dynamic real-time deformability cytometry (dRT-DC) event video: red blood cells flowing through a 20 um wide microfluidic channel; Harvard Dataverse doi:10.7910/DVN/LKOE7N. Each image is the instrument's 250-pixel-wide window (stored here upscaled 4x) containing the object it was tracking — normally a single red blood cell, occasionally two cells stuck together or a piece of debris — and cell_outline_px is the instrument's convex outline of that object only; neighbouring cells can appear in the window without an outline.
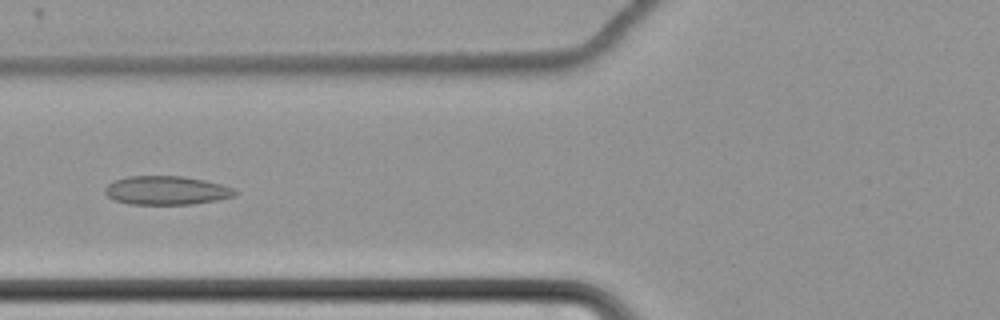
{"species": "common noctule bat (a hibernating species)", "species_latin": "Nyctalus noctula", "temperature_condition": "cold", "stored_images_in_passage": 65, "camera_frame_rate_fps": 3000, "um_per_image_px": 0.085, "animal": {"sex": "female", "body_mass_g": 22.7, "forearm_length_mm": 54.2}, "frame": {"image": 1, "passage_image": 29, "time_ms": 9.333, "image_size_px": [1000, 320], "cell_outline_px": [[236, 196], [216, 200], [192, 204], [128, 204], [116, 200], [108, 196], [104, 192], [104, 188], [108, 184], [116, 180], [128, 176], [184, 176], [204, 180], [220, 184], [232, 188], [236, 192]], "centroid_in_image_um": [14.13, 16.18], "position_along_channel_um": 111.7, "area_um2": 21.62}}
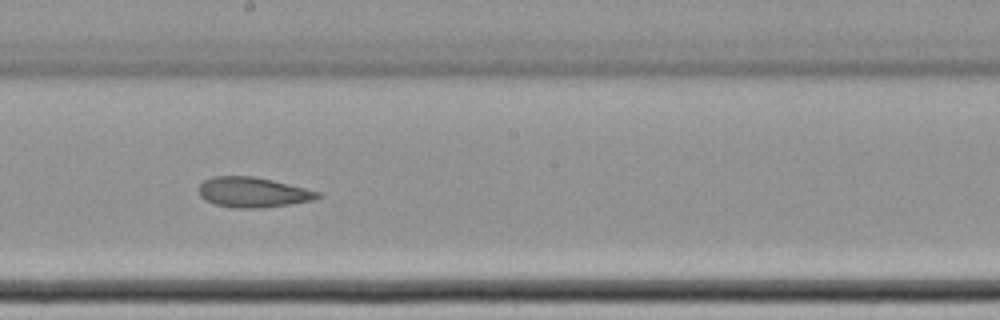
{"frame": {"image": 2, "passage_image": 39, "time_ms": 12.667, "image_size_px": [1000, 320], "cell_outline_px": [[320, 196], [312, 200], [264, 208], [236, 208], [212, 204], [204, 200], [200, 196], [200, 184], [204, 180], [212, 176], [252, 176], [272, 180], [320, 192]], "centroid_in_image_um": [21.44, 16.35], "position_along_channel_um": 226.8, "area_um2": 20.75}}
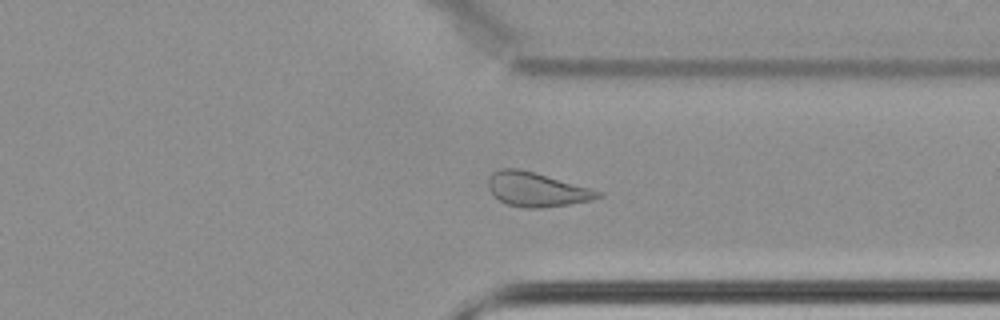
{"frame": {"image": 3, "passage_image": 51, "time_ms": 16.667, "image_size_px": [1000, 320], "cell_outline_px": [[604, 196], [592, 200], [572, 204], [540, 208], [524, 208], [508, 204], [500, 200], [488, 188], [488, 176], [492, 172], [500, 168], [516, 168], [532, 172], [604, 192]], "centroid_in_image_um": [45.62, 16.11], "position_along_channel_um": 365.8, "area_um2": 21.73}, "authors_computed_cell_mechanics": {"area_um2": 23.8714, "velocity_mm_per_s": 3.4513, "shape_relaxation_time_tau1_ms": null, "shape_relaxation_time_tau2_ms": 4.0004, "deformation_change_tau1": null, "deformation_change_tau2": 0.1038}}